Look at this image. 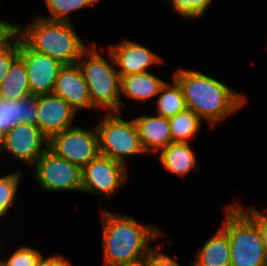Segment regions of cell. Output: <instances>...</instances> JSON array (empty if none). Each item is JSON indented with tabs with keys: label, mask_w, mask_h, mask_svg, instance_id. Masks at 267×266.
Wrapping results in <instances>:
<instances>
[{
	"label": "cell",
	"mask_w": 267,
	"mask_h": 266,
	"mask_svg": "<svg viewBox=\"0 0 267 266\" xmlns=\"http://www.w3.org/2000/svg\"><path fill=\"white\" fill-rule=\"evenodd\" d=\"M48 148L82 169L100 154L96 127L93 130L78 126L68 128L53 135L49 139Z\"/></svg>",
	"instance_id": "8"
},
{
	"label": "cell",
	"mask_w": 267,
	"mask_h": 266,
	"mask_svg": "<svg viewBox=\"0 0 267 266\" xmlns=\"http://www.w3.org/2000/svg\"><path fill=\"white\" fill-rule=\"evenodd\" d=\"M41 252L29 246H21L4 260L6 266H37Z\"/></svg>",
	"instance_id": "27"
},
{
	"label": "cell",
	"mask_w": 267,
	"mask_h": 266,
	"mask_svg": "<svg viewBox=\"0 0 267 266\" xmlns=\"http://www.w3.org/2000/svg\"><path fill=\"white\" fill-rule=\"evenodd\" d=\"M121 41L107 49L112 65L120 68L117 70L120 77L148 72L150 66L163 62L160 56L142 44L127 39Z\"/></svg>",
	"instance_id": "12"
},
{
	"label": "cell",
	"mask_w": 267,
	"mask_h": 266,
	"mask_svg": "<svg viewBox=\"0 0 267 266\" xmlns=\"http://www.w3.org/2000/svg\"><path fill=\"white\" fill-rule=\"evenodd\" d=\"M105 266H137L153 249L150 241L162 237L156 227L145 225L131 216L101 212Z\"/></svg>",
	"instance_id": "1"
},
{
	"label": "cell",
	"mask_w": 267,
	"mask_h": 266,
	"mask_svg": "<svg viewBox=\"0 0 267 266\" xmlns=\"http://www.w3.org/2000/svg\"><path fill=\"white\" fill-rule=\"evenodd\" d=\"M19 57L18 33L15 31L0 46V84L9 72L12 63Z\"/></svg>",
	"instance_id": "26"
},
{
	"label": "cell",
	"mask_w": 267,
	"mask_h": 266,
	"mask_svg": "<svg viewBox=\"0 0 267 266\" xmlns=\"http://www.w3.org/2000/svg\"><path fill=\"white\" fill-rule=\"evenodd\" d=\"M96 44L86 49L77 64L88 86L92 106L96 109L121 111L120 76L118 71L99 54Z\"/></svg>",
	"instance_id": "5"
},
{
	"label": "cell",
	"mask_w": 267,
	"mask_h": 266,
	"mask_svg": "<svg viewBox=\"0 0 267 266\" xmlns=\"http://www.w3.org/2000/svg\"><path fill=\"white\" fill-rule=\"evenodd\" d=\"M21 172H12L0 177V217H3L16 200Z\"/></svg>",
	"instance_id": "24"
},
{
	"label": "cell",
	"mask_w": 267,
	"mask_h": 266,
	"mask_svg": "<svg viewBox=\"0 0 267 266\" xmlns=\"http://www.w3.org/2000/svg\"><path fill=\"white\" fill-rule=\"evenodd\" d=\"M40 187L46 191H81L82 169L57 156L49 148L32 167Z\"/></svg>",
	"instance_id": "7"
},
{
	"label": "cell",
	"mask_w": 267,
	"mask_h": 266,
	"mask_svg": "<svg viewBox=\"0 0 267 266\" xmlns=\"http://www.w3.org/2000/svg\"><path fill=\"white\" fill-rule=\"evenodd\" d=\"M168 120L173 142L188 143V140L199 132L202 124V119L189 108Z\"/></svg>",
	"instance_id": "22"
},
{
	"label": "cell",
	"mask_w": 267,
	"mask_h": 266,
	"mask_svg": "<svg viewBox=\"0 0 267 266\" xmlns=\"http://www.w3.org/2000/svg\"><path fill=\"white\" fill-rule=\"evenodd\" d=\"M172 78L181 86L187 108L206 120L210 127L225 120L247 103L244 94L197 70L179 68Z\"/></svg>",
	"instance_id": "2"
},
{
	"label": "cell",
	"mask_w": 267,
	"mask_h": 266,
	"mask_svg": "<svg viewBox=\"0 0 267 266\" xmlns=\"http://www.w3.org/2000/svg\"><path fill=\"white\" fill-rule=\"evenodd\" d=\"M156 113L167 119L187 108L183 91L178 82L173 78L172 83H167L161 87L156 99Z\"/></svg>",
	"instance_id": "21"
},
{
	"label": "cell",
	"mask_w": 267,
	"mask_h": 266,
	"mask_svg": "<svg viewBox=\"0 0 267 266\" xmlns=\"http://www.w3.org/2000/svg\"><path fill=\"white\" fill-rule=\"evenodd\" d=\"M72 264L70 263L69 260L64 258L62 255H56L53 254L52 256H49L47 258H43V254L37 261V266H71Z\"/></svg>",
	"instance_id": "30"
},
{
	"label": "cell",
	"mask_w": 267,
	"mask_h": 266,
	"mask_svg": "<svg viewBox=\"0 0 267 266\" xmlns=\"http://www.w3.org/2000/svg\"><path fill=\"white\" fill-rule=\"evenodd\" d=\"M53 94L64 99L73 109H95L88 86L78 64L63 65L57 75Z\"/></svg>",
	"instance_id": "14"
},
{
	"label": "cell",
	"mask_w": 267,
	"mask_h": 266,
	"mask_svg": "<svg viewBox=\"0 0 267 266\" xmlns=\"http://www.w3.org/2000/svg\"><path fill=\"white\" fill-rule=\"evenodd\" d=\"M119 112H108L95 126L98 133L99 152L124 166V157L146 154L133 119L125 121Z\"/></svg>",
	"instance_id": "6"
},
{
	"label": "cell",
	"mask_w": 267,
	"mask_h": 266,
	"mask_svg": "<svg viewBox=\"0 0 267 266\" xmlns=\"http://www.w3.org/2000/svg\"><path fill=\"white\" fill-rule=\"evenodd\" d=\"M19 58L27 69L31 95L53 93L57 75L63 64L47 54L31 49L18 34Z\"/></svg>",
	"instance_id": "10"
},
{
	"label": "cell",
	"mask_w": 267,
	"mask_h": 266,
	"mask_svg": "<svg viewBox=\"0 0 267 266\" xmlns=\"http://www.w3.org/2000/svg\"><path fill=\"white\" fill-rule=\"evenodd\" d=\"M31 95L27 69L18 57L10 66L9 72L0 84V98L17 100Z\"/></svg>",
	"instance_id": "20"
},
{
	"label": "cell",
	"mask_w": 267,
	"mask_h": 266,
	"mask_svg": "<svg viewBox=\"0 0 267 266\" xmlns=\"http://www.w3.org/2000/svg\"><path fill=\"white\" fill-rule=\"evenodd\" d=\"M244 211L257 223L267 254V209L265 212H261L254 207H249Z\"/></svg>",
	"instance_id": "29"
},
{
	"label": "cell",
	"mask_w": 267,
	"mask_h": 266,
	"mask_svg": "<svg viewBox=\"0 0 267 266\" xmlns=\"http://www.w3.org/2000/svg\"><path fill=\"white\" fill-rule=\"evenodd\" d=\"M4 135L5 134L0 130V152L3 151Z\"/></svg>",
	"instance_id": "32"
},
{
	"label": "cell",
	"mask_w": 267,
	"mask_h": 266,
	"mask_svg": "<svg viewBox=\"0 0 267 266\" xmlns=\"http://www.w3.org/2000/svg\"><path fill=\"white\" fill-rule=\"evenodd\" d=\"M222 228L228 233L230 266H267V254L257 223L240 204L225 207Z\"/></svg>",
	"instance_id": "4"
},
{
	"label": "cell",
	"mask_w": 267,
	"mask_h": 266,
	"mask_svg": "<svg viewBox=\"0 0 267 266\" xmlns=\"http://www.w3.org/2000/svg\"><path fill=\"white\" fill-rule=\"evenodd\" d=\"M44 142L45 147L42 145ZM48 142L36 124L19 123L5 133L3 151L33 167L48 149Z\"/></svg>",
	"instance_id": "11"
},
{
	"label": "cell",
	"mask_w": 267,
	"mask_h": 266,
	"mask_svg": "<svg viewBox=\"0 0 267 266\" xmlns=\"http://www.w3.org/2000/svg\"><path fill=\"white\" fill-rule=\"evenodd\" d=\"M177 14L196 19L204 15L213 0H167Z\"/></svg>",
	"instance_id": "25"
},
{
	"label": "cell",
	"mask_w": 267,
	"mask_h": 266,
	"mask_svg": "<svg viewBox=\"0 0 267 266\" xmlns=\"http://www.w3.org/2000/svg\"><path fill=\"white\" fill-rule=\"evenodd\" d=\"M161 245L153 248L147 257L141 262V266H181L172 257L160 252Z\"/></svg>",
	"instance_id": "28"
},
{
	"label": "cell",
	"mask_w": 267,
	"mask_h": 266,
	"mask_svg": "<svg viewBox=\"0 0 267 266\" xmlns=\"http://www.w3.org/2000/svg\"><path fill=\"white\" fill-rule=\"evenodd\" d=\"M159 159L166 170L182 178L192 169H198L196 156L189 142L170 143L160 150Z\"/></svg>",
	"instance_id": "18"
},
{
	"label": "cell",
	"mask_w": 267,
	"mask_h": 266,
	"mask_svg": "<svg viewBox=\"0 0 267 266\" xmlns=\"http://www.w3.org/2000/svg\"><path fill=\"white\" fill-rule=\"evenodd\" d=\"M39 130L50 139L53 135L74 126L76 110L55 94L38 95Z\"/></svg>",
	"instance_id": "13"
},
{
	"label": "cell",
	"mask_w": 267,
	"mask_h": 266,
	"mask_svg": "<svg viewBox=\"0 0 267 266\" xmlns=\"http://www.w3.org/2000/svg\"><path fill=\"white\" fill-rule=\"evenodd\" d=\"M126 166L99 154L82 168L83 192L110 197L127 180Z\"/></svg>",
	"instance_id": "9"
},
{
	"label": "cell",
	"mask_w": 267,
	"mask_h": 266,
	"mask_svg": "<svg viewBox=\"0 0 267 266\" xmlns=\"http://www.w3.org/2000/svg\"><path fill=\"white\" fill-rule=\"evenodd\" d=\"M15 23L0 20V46L15 32Z\"/></svg>",
	"instance_id": "31"
},
{
	"label": "cell",
	"mask_w": 267,
	"mask_h": 266,
	"mask_svg": "<svg viewBox=\"0 0 267 266\" xmlns=\"http://www.w3.org/2000/svg\"><path fill=\"white\" fill-rule=\"evenodd\" d=\"M15 31L31 49L47 54L63 65L76 64L87 49L71 22L36 15L29 25L16 24Z\"/></svg>",
	"instance_id": "3"
},
{
	"label": "cell",
	"mask_w": 267,
	"mask_h": 266,
	"mask_svg": "<svg viewBox=\"0 0 267 266\" xmlns=\"http://www.w3.org/2000/svg\"><path fill=\"white\" fill-rule=\"evenodd\" d=\"M100 0H44L50 13L49 17L42 18L54 21L71 22L72 12L82 9L83 7L93 6Z\"/></svg>",
	"instance_id": "23"
},
{
	"label": "cell",
	"mask_w": 267,
	"mask_h": 266,
	"mask_svg": "<svg viewBox=\"0 0 267 266\" xmlns=\"http://www.w3.org/2000/svg\"><path fill=\"white\" fill-rule=\"evenodd\" d=\"M190 266H230V243L228 233L220 227L201 246Z\"/></svg>",
	"instance_id": "17"
},
{
	"label": "cell",
	"mask_w": 267,
	"mask_h": 266,
	"mask_svg": "<svg viewBox=\"0 0 267 266\" xmlns=\"http://www.w3.org/2000/svg\"><path fill=\"white\" fill-rule=\"evenodd\" d=\"M165 81L151 72L130 74L120 77V94L139 102L157 97Z\"/></svg>",
	"instance_id": "19"
},
{
	"label": "cell",
	"mask_w": 267,
	"mask_h": 266,
	"mask_svg": "<svg viewBox=\"0 0 267 266\" xmlns=\"http://www.w3.org/2000/svg\"><path fill=\"white\" fill-rule=\"evenodd\" d=\"M38 117V95L17 100L0 98V130L4 134L19 123L36 124Z\"/></svg>",
	"instance_id": "16"
},
{
	"label": "cell",
	"mask_w": 267,
	"mask_h": 266,
	"mask_svg": "<svg viewBox=\"0 0 267 266\" xmlns=\"http://www.w3.org/2000/svg\"><path fill=\"white\" fill-rule=\"evenodd\" d=\"M141 145L147 154H154L173 142L169 120L161 115H140L133 118Z\"/></svg>",
	"instance_id": "15"
},
{
	"label": "cell",
	"mask_w": 267,
	"mask_h": 266,
	"mask_svg": "<svg viewBox=\"0 0 267 266\" xmlns=\"http://www.w3.org/2000/svg\"><path fill=\"white\" fill-rule=\"evenodd\" d=\"M0 266H6V264H5L3 259H0Z\"/></svg>",
	"instance_id": "33"
}]
</instances>
